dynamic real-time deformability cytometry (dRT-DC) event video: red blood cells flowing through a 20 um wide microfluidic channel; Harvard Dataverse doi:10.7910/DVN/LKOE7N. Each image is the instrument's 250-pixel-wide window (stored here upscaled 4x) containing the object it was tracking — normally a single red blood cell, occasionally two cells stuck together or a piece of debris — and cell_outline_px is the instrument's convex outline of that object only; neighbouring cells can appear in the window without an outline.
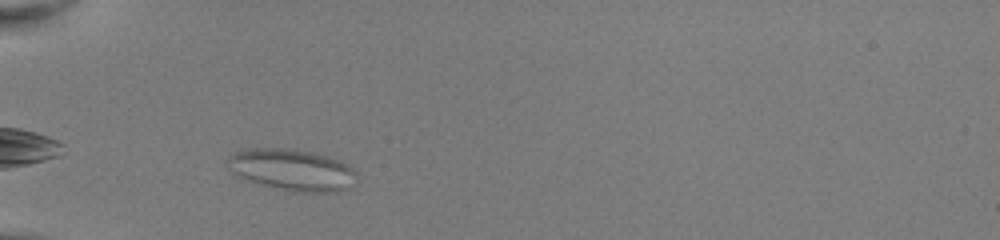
{"species": "common noctule bat (a hibernating species)", "species_latin": "Nyctalus noctula", "temperature_condition": "room temperature", "stored_images_in_passage": 32, "camera_frame_rate_fps": 3000, "um_per_image_px": 0.085, "animal": {"sex": "female", "body_mass_g": 22.0, "forearm_length_mm": 56.7}, "frame": {"image": 1, "passage_image": 3, "time_ms": 0.667, "image_size_px": [1000, 240], "cell_outline_px": [[356, 172], [348, 188], [340, 192], [292, 192], [272, 188], [244, 180], [232, 172], [228, 168], [224, 160], [232, 152], [252, 148], [288, 148], [312, 152], [328, 156], [340, 160], [348, 164]], "centroid_in_image_um": [24.74, 14.44], "position_along_channel_um": 60.3, "area_um2": 31.79}}
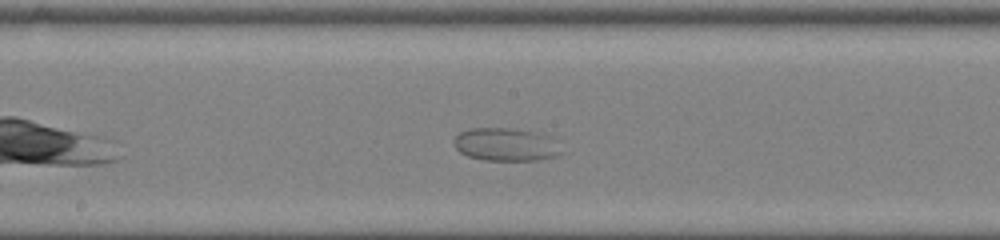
{"frame": {"image": 2, "passage_image": 15, "time_ms": 4.667, "image_size_px": [1000, 240], "cell_outline_px": [[564, 152], [560, 156], [540, 160], [484, 160], [468, 156], [460, 152], [456, 148], [456, 136], [460, 132], [468, 128], [508, 128], [544, 132], [552, 136]], "centroid_in_image_um": [43.11, 12.28], "position_along_channel_um": 205.1, "area_um2": 21.1}}
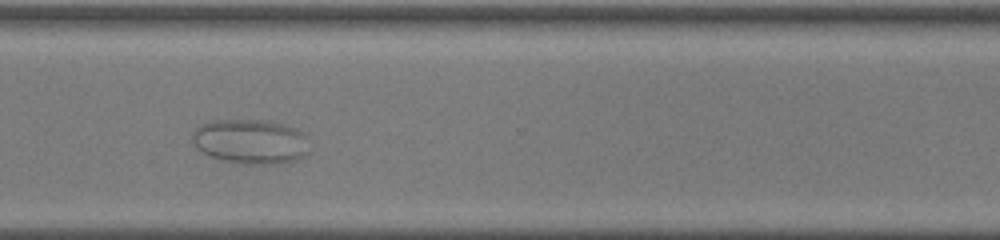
{"frame": {"image": 3, "passage_image": 26, "time_ms": 8.333, "image_size_px": [1000, 240], "cell_outline_px": [[308, 156], [296, 160], [276, 164], [248, 164], [224, 160], [208, 156], [196, 148], [192, 140], [192, 132], [196, 128], [204, 124], [216, 120], [260, 120], [284, 124], [296, 128], [304, 132], [308, 136]], "centroid_in_image_um": [21.34, 12.04], "position_along_channel_um": 349.3, "area_um2": 30.75}}